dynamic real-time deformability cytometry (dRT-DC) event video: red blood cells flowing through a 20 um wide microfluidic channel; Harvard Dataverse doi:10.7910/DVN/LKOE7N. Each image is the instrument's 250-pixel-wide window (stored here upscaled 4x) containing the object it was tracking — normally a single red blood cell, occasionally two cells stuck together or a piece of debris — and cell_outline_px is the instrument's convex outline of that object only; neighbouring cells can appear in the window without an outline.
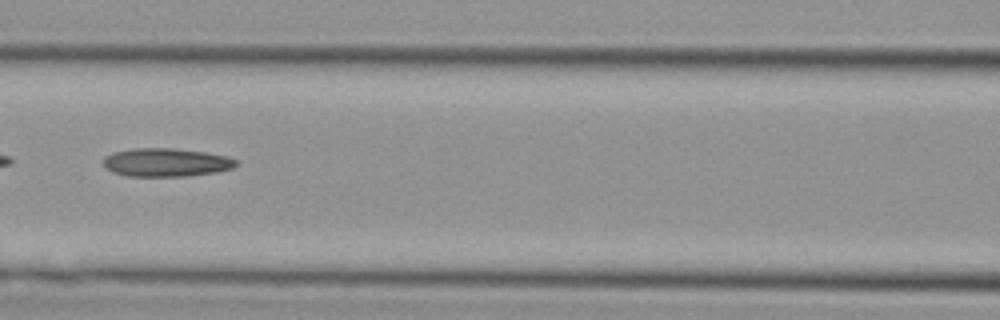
{"species": "Egyptian fruit bat (a non-hibernating species)", "species_latin": "Rousettus aegyptiacus", "temperature_condition": "cold", "stored_images_in_passage": 32, "camera_frame_rate_fps": 3000, "um_per_image_px": 0.085, "animal": {"sex": "female"}, "frame": {"image": 1, "passage_image": 10, "time_ms": 3.0, "image_size_px": [1000, 320], "cell_outline_px": [[240, 164], [232, 168], [216, 172], [188, 176], [128, 176], [112, 172], [104, 168], [104, 156], [112, 152], [136, 148], [172, 148], [204, 152], [228, 156], [236, 160]], "centroid_in_image_um": [14.12, 13.8], "position_along_channel_um": 152.5, "area_um2": 22.08}}